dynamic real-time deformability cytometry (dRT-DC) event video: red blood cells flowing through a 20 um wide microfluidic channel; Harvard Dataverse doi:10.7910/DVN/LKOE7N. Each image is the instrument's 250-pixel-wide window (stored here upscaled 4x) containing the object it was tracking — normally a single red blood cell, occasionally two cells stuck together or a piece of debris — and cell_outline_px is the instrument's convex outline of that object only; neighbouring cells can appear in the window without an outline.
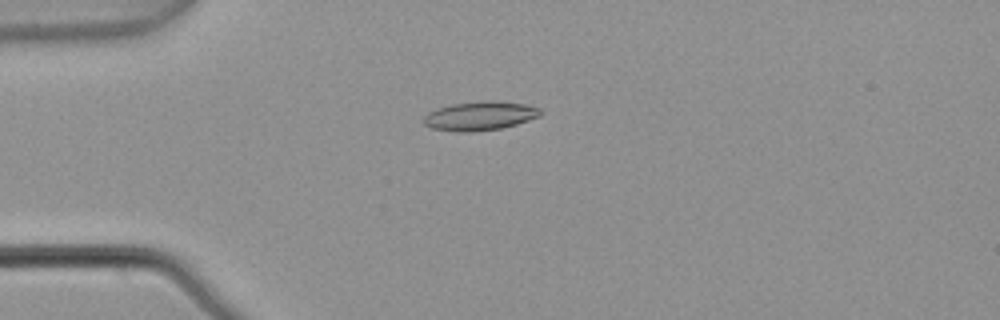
{"species": "common noctule bat (a hibernating species)", "species_latin": "Nyctalus noctula", "temperature_condition": "warm", "stored_images_in_passage": 6, "camera_frame_rate_fps": 3000, "um_per_image_px": 0.085, "animal": {"sex": "male", "body_mass_g": 21.5, "forearm_length_mm": 52.0}, "frame": {"image": 1, "passage_image": 4, "time_ms": 1.0, "image_size_px": [1000, 320], "cell_outline_px": [[540, 116], [516, 124], [500, 128], [468, 132], [460, 132], [432, 128], [424, 124], [420, 120], [428, 112], [436, 108], [452, 104], [480, 100], [496, 100], [524, 104], [540, 108]], "centroid_in_image_um": [40.74, 9.83], "position_along_channel_um": 44.3, "area_um2": 19.77}}
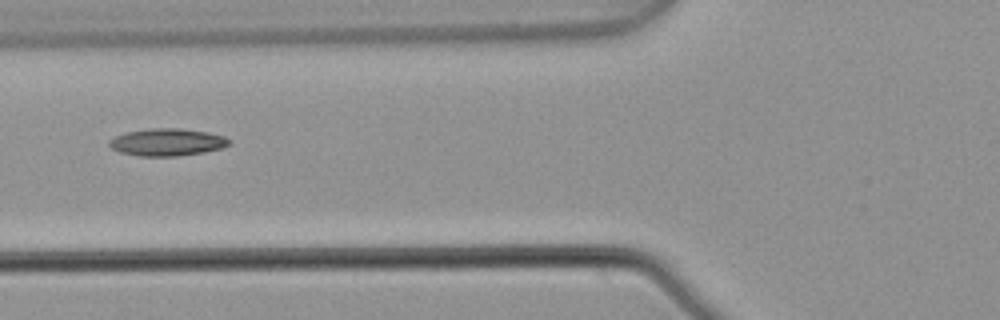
{"frame": {"image": 2, "passage_image": 6, "time_ms": 1.667, "image_size_px": [1000, 320], "cell_outline_px": [[232, 140], [228, 144], [220, 148], [204, 152], [180, 156], [140, 156], [120, 152], [112, 148], [108, 144], [108, 140], [124, 132], [148, 128], [180, 128], [208, 132], [224, 136]], "centroid_in_image_um": [14.19, 12.08], "position_along_channel_um": 111.6, "area_um2": 19.19}}